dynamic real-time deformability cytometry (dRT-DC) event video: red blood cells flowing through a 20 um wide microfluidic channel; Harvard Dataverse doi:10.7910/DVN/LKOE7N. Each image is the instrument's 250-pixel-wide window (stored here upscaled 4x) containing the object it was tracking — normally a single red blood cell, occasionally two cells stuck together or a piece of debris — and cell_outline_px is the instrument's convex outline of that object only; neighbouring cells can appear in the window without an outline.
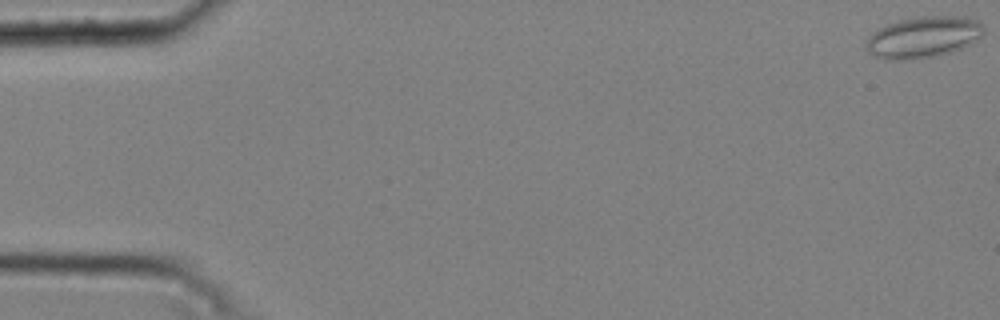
{"species": "common noctule bat (a hibernating species)", "species_latin": "Nyctalus noctula", "temperature_condition": "cold", "stored_images_in_passage": 9, "camera_frame_rate_fps": 3000, "um_per_image_px": 0.085, "animal": {"sex": "male", "body_mass_g": 20.4}, "frame": {"image": 1, "passage_image": 1, "time_ms": 0.0, "image_size_px": [1000, 320], "cell_outline_px": [[984, 32], [972, 44], [936, 56], [908, 60], [888, 60], [876, 56], [868, 52], [864, 44], [868, 36], [880, 28], [888, 24], [900, 20], [916, 16], [964, 16], [976, 20], [984, 28]], "centroid_in_image_um": [78.46, 3.16], "position_along_channel_um": 6.5, "area_um2": 28.32}}